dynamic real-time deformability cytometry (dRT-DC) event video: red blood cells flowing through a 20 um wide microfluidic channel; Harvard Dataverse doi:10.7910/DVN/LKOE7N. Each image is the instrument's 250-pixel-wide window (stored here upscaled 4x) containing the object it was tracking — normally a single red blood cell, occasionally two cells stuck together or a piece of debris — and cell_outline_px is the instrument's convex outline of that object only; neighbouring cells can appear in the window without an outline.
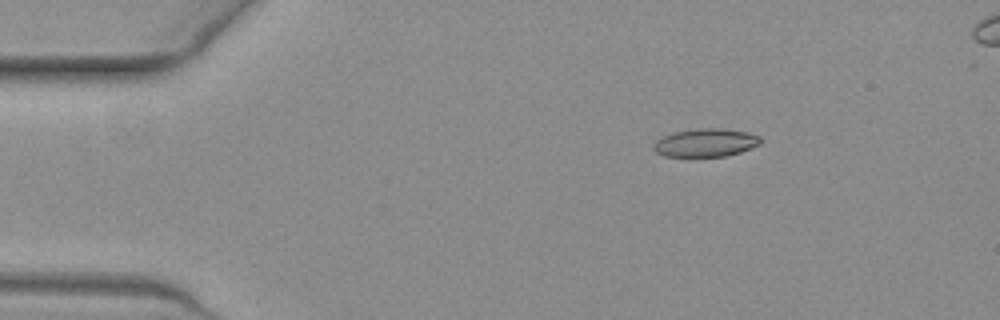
{"species": "common noctule bat (a hibernating species)", "species_latin": "Nyctalus noctula", "temperature_condition": "warm", "stored_images_in_passage": 47, "camera_frame_rate_fps": 3000, "um_per_image_px": 0.085, "animal": {"sex": "female", "body_mass_g": 19.3, "forearm_length_mm": 54.1}, "frame": {"image": 1, "passage_image": 2, "time_ms": 0.333, "image_size_px": [1000, 320], "cell_outline_px": [[764, 140], [760, 144], [740, 152], [724, 156], [664, 156], [656, 152], [652, 148], [652, 144], [656, 140], [664, 136], [676, 132], [700, 128], [720, 128], [748, 132], [760, 136]], "centroid_in_image_um": [60.0, 12.12], "position_along_channel_um": 25.0, "area_um2": 17.51}}
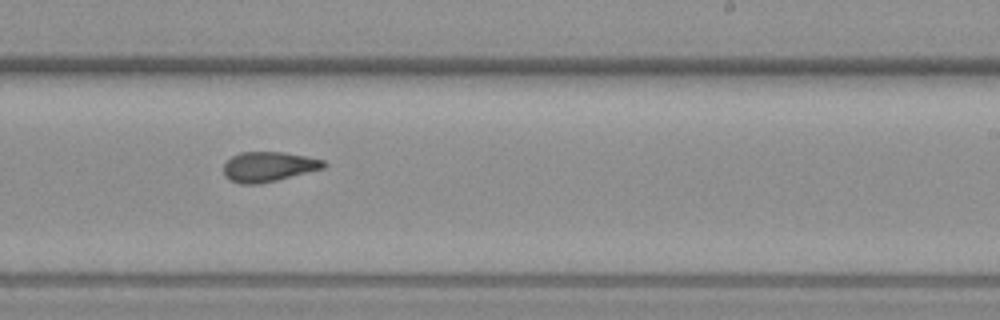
{"frame": {"image": 2, "passage_image": 26, "time_ms": 8.333, "image_size_px": [1000, 320], "cell_outline_px": [[328, 164], [324, 168], [260, 184], [240, 184], [224, 176], [224, 164], [232, 156], [240, 152], [284, 152], [324, 160]], "centroid_in_image_um": [22.82, 14.16], "position_along_channel_um": 266.2, "area_um2": 17.34}}
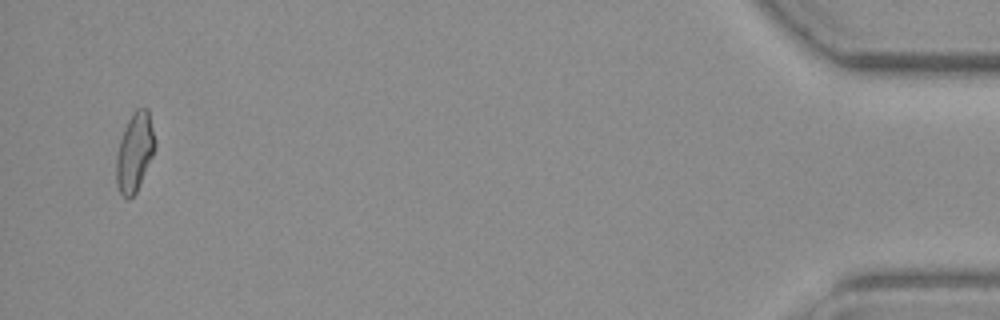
{"frame": {"image": 3, "passage_image": 45, "time_ms": 14.667, "image_size_px": [1000, 320], "cell_outline_px": [[156, 144], [152, 156], [136, 192], [128, 200], [120, 192], [116, 184], [116, 156], [120, 140], [124, 128], [132, 112], [136, 108], [148, 108]], "centroid_in_image_um": [11.44, 12.91], "position_along_channel_um": 423.8, "area_um2": 17.63}}